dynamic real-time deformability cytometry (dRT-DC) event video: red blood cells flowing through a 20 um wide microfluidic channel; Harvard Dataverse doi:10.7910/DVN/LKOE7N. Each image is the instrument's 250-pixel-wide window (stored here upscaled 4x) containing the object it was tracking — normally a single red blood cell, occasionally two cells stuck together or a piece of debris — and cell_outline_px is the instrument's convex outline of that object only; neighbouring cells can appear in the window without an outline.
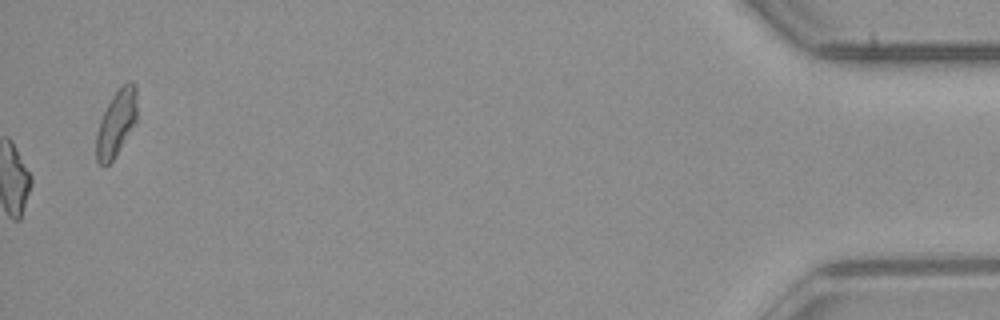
{"species": "common noctule bat (a hibernating species)", "species_latin": "Nyctalus noctula", "temperature_condition": "room temperature", "stored_images_in_passage": 44, "camera_frame_rate_fps": 3000, "um_per_image_px": 0.085, "animal": {"sex": "male", "body_mass_g": 23.1, "forearm_length_mm": 52.7}, "frame": {"image": 1, "passage_image": 44, "time_ms": 14.333, "image_size_px": [1000, 320], "cell_outline_px": [[136, 120], [116, 156], [108, 164], [100, 164], [96, 160], [96, 132], [100, 120], [112, 96], [128, 80], [132, 80], [136, 88]], "centroid_in_image_um": [9.87, 10.46], "position_along_channel_um": 425.3, "area_um2": 15.43}, "authors_computed_cell_mechanics": {"area_um2": 15.8661, "velocity_mm_per_s": 3.9629, "shape_relaxation_time_tau1_ms": 6.2381, "shape_relaxation_time_tau2_ms": null, "deformation_change_tau1": 0.1902, "deformation_change_tau2": null}}